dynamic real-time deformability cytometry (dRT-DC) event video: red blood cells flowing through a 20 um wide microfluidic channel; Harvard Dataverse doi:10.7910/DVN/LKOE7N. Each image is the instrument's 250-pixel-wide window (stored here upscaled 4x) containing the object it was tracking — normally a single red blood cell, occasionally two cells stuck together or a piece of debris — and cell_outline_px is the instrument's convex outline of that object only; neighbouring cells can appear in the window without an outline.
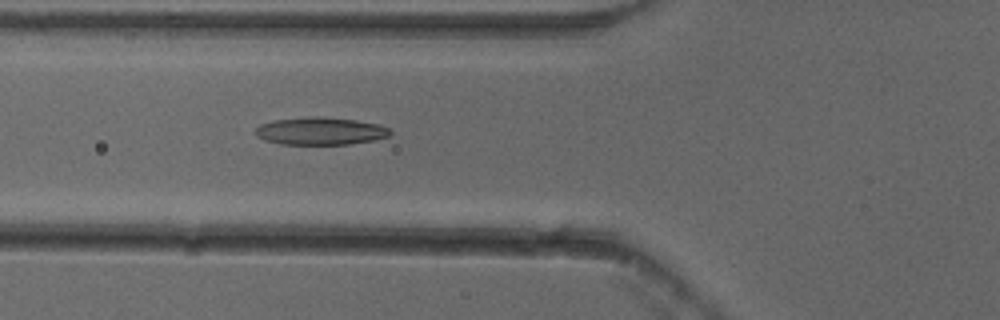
{"species": "common noctule bat (a hibernating species)", "species_latin": "Nyctalus noctula", "temperature_condition": "cold", "stored_images_in_passage": 44, "camera_frame_rate_fps": 3000, "um_per_image_px": 0.085, "animal": {"sex": "female"}, "frame": {"image": 1, "passage_image": 12, "time_ms": 3.667, "image_size_px": [1000, 320], "cell_outline_px": [[392, 132], [388, 136], [372, 140], [348, 144], [280, 144], [264, 140], [256, 136], [256, 128], [260, 124], [272, 120], [312, 116], [320, 116], [356, 120], [380, 124], [388, 128]], "centroid_in_image_um": [27.21, 11.13], "position_along_channel_um": 98.6, "area_um2": 21.68}}
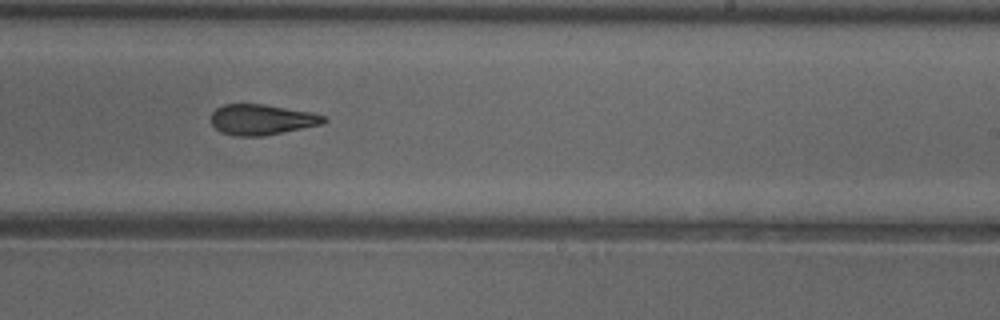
{"frame": {"image": 2, "passage_image": 25, "time_ms": 8.0, "image_size_px": [1000, 320], "cell_outline_px": [[328, 120], [324, 124], [264, 136], [236, 136], [220, 132], [212, 124], [212, 112], [216, 108], [224, 104], [264, 104], [312, 112], [324, 116]], "centroid_in_image_um": [22.27, 10.17], "position_along_channel_um": 266.7, "area_um2": 20.17}}
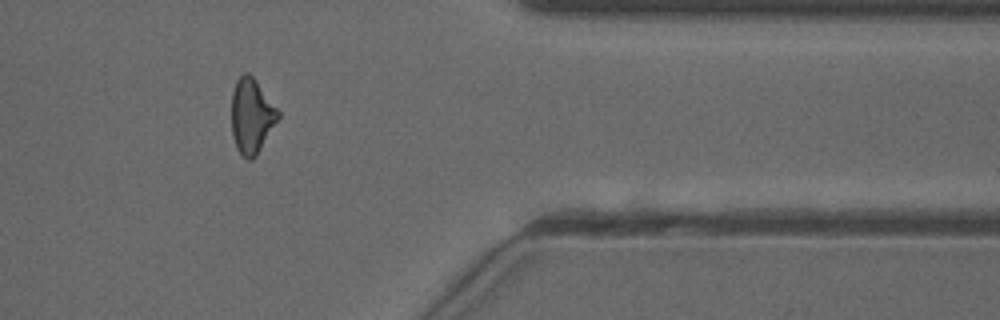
{"frame": {"image": 3, "passage_image": 36, "time_ms": 11.667, "image_size_px": [1000, 320], "cell_outline_px": [[280, 116], [256, 156], [252, 160], [248, 160], [236, 148], [232, 132], [232, 92], [236, 80], [244, 72], [248, 72], [256, 80], [280, 112]], "centroid_in_image_um": [21.38, 9.84], "position_along_channel_um": 390.0, "area_um2": 20.17}, "authors_computed_cell_mechanics": {"area_um2": 20.6057, "velocity_mm_per_s": 3.8685, "shape_relaxation_time_tau1_ms": 6.0284, "shape_relaxation_time_tau2_ms": 3.2081, "deformation_change_tau1": 0.16, "deformation_change_tau2": 0.1199}}